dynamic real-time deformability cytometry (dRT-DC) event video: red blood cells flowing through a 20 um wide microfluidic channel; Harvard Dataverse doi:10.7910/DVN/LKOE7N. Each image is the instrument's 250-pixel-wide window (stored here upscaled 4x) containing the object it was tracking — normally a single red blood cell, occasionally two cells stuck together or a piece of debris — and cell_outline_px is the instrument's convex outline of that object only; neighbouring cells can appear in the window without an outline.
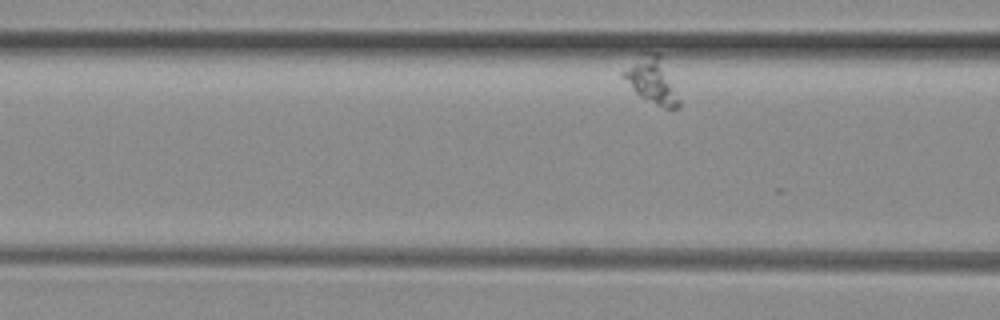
{"species": "common noctule bat (a hibernating species)", "species_latin": "Nyctalus noctula", "temperature_condition": "room temperature", "stored_images_in_passage": 7, "camera_frame_rate_fps": 3000, "um_per_image_px": 0.085, "animal": {"sex": "female", "body_mass_g": 29.2, "forearm_length_mm": 56.3}, "frame": {"image": 1, "passage_image": 6, "time_ms": 1.667, "image_size_px": [1000, 320], "cell_outline_px": [[680, 108], [664, 108], [640, 96], [620, 76], [620, 72], [640, 52], [660, 52], [680, 100]], "centroid_in_image_um": [55.38, 6.78], "position_along_channel_um": 111.2, "area_um2": 15.14}}